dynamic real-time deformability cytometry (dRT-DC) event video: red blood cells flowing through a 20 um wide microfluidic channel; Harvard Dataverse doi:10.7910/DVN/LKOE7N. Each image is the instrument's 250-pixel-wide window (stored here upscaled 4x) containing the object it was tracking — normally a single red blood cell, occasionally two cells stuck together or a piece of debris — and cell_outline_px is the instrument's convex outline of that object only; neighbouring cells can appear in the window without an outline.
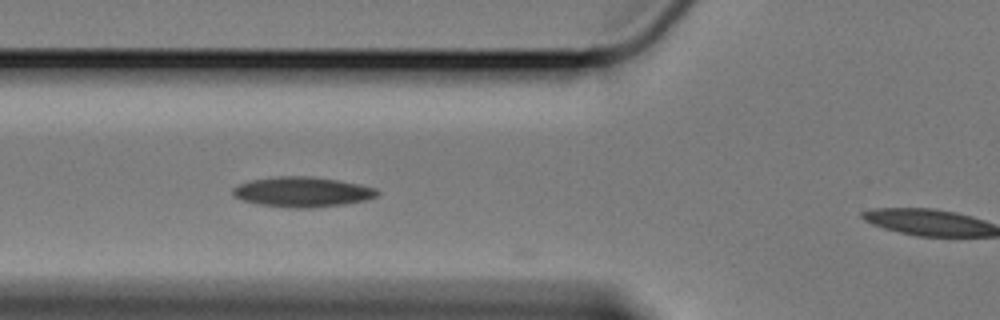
{"species": "Egyptian fruit bat (a non-hibernating species)", "species_latin": "Rousettus aegyptiacus", "temperature_condition": "cold", "stored_images_in_passage": 15, "camera_frame_rate_fps": 3000, "um_per_image_px": 0.085, "animal": {"sex": "female"}, "frame": {"image": 1, "passage_image": 9, "time_ms": 2.667, "image_size_px": [1000, 320], "cell_outline_px": [[380, 192], [376, 196], [364, 200], [344, 204], [312, 208], [288, 208], [260, 204], [240, 200], [232, 196], [232, 188], [248, 180], [276, 176], [312, 176], [340, 180], [360, 184], [376, 188]], "centroid_in_image_um": [25.67, 16.31], "position_along_channel_um": 100.1, "area_um2": 25.61}}
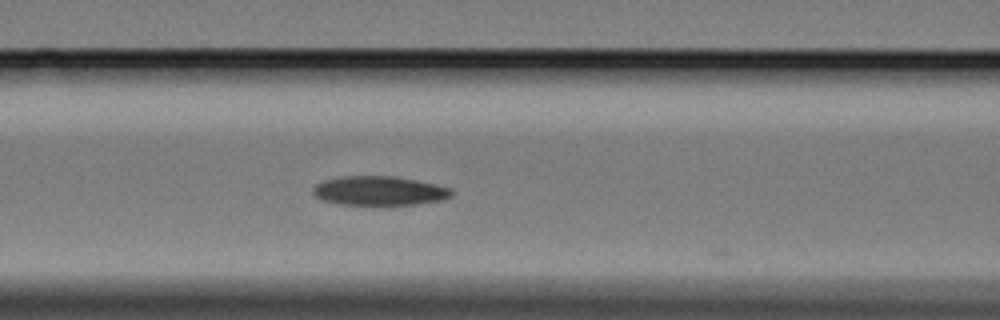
{"frame": {"image": 2, "passage_image": 12, "time_ms": 3.667, "image_size_px": [1000, 320], "cell_outline_px": [[452, 196], [444, 200], [416, 204], [340, 204], [324, 200], [316, 196], [312, 192], [312, 188], [316, 184], [324, 180], [340, 176], [396, 176], [436, 184], [452, 188]], "centroid_in_image_um": [32.27, 16.2], "position_along_channel_um": 134.3, "area_um2": 23.52}}